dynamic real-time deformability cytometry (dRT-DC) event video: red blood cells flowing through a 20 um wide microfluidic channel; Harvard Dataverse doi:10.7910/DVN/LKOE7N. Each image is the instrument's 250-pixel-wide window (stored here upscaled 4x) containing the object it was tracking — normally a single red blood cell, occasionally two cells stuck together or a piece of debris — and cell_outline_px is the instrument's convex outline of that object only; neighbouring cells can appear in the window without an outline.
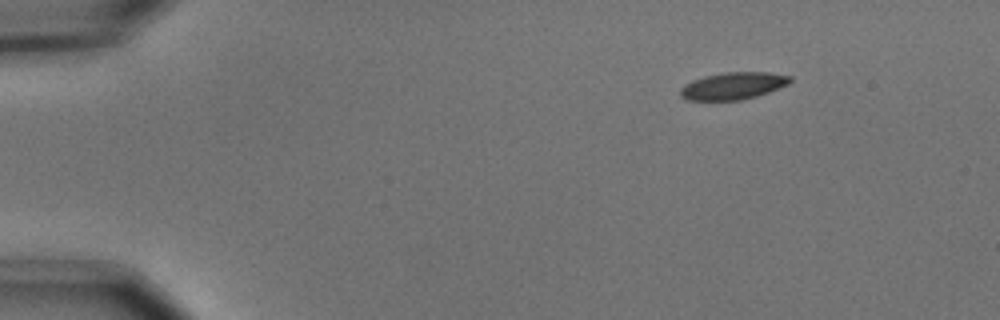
{"species": "common noctule bat (a hibernating species)", "species_latin": "Nyctalus noctula", "temperature_condition": "cold", "stored_images_in_passage": 6, "camera_frame_rate_fps": 3000, "um_per_image_px": 0.085, "animal": {"sex": "male", "body_mass_g": 15.6}, "frame": {"image": 1, "passage_image": 6, "time_ms": 1.667, "image_size_px": [1000, 320], "cell_outline_px": [[792, 80], [788, 84], [768, 92], [756, 96], [740, 100], [684, 100], [680, 96], [680, 88], [684, 84], [692, 80], [704, 76], [724, 72], [768, 72], [792, 76]], "centroid_in_image_um": [62.29, 7.29], "position_along_channel_um": 22.7, "area_um2": 17.46}}